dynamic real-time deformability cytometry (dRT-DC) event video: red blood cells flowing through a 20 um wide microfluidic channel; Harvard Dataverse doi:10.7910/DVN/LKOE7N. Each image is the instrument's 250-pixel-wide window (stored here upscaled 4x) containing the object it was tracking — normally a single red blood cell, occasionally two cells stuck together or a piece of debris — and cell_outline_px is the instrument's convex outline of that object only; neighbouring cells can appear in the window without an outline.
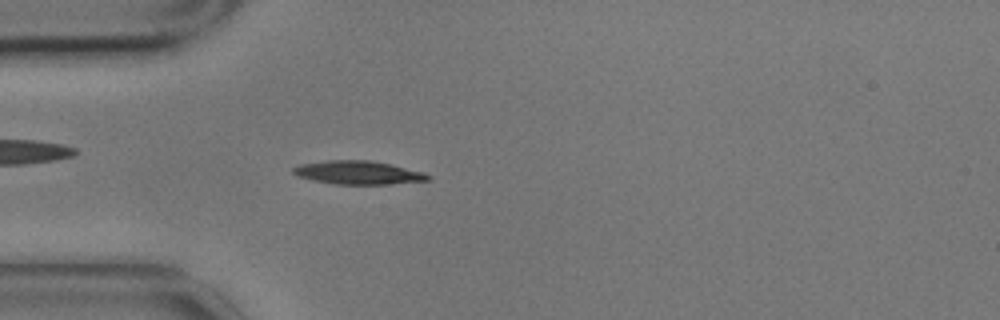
{"species": "common noctule bat (a hibernating species)", "species_latin": "Nyctalus noctula", "temperature_condition": "cold", "stored_images_in_passage": 56, "camera_frame_rate_fps": 3000, "um_per_image_px": 0.085, "animal": {"sex": "male", "body_mass_g": 17.9}, "frame": {"image": 1, "passage_image": 15, "time_ms": 4.667, "image_size_px": [1000, 320], "cell_outline_px": [[432, 180], [392, 184], [332, 184], [312, 180], [296, 176], [292, 172], [292, 168], [300, 164], [328, 160], [372, 160], [392, 164], [424, 172], [432, 176]], "centroid_in_image_um": [30.47, 14.67], "position_along_channel_um": 54.5, "area_um2": 18.73}}
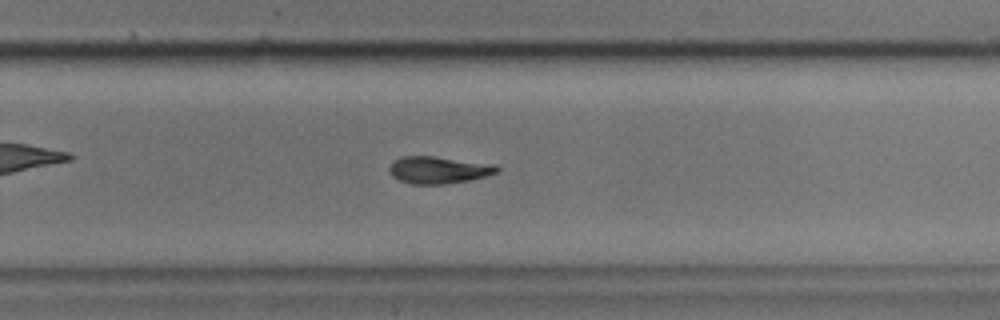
{"frame": {"image": 2, "passage_image": 36, "time_ms": 11.667, "image_size_px": [1000, 320], "cell_outline_px": [[500, 172], [468, 180], [444, 184], [412, 184], [400, 180], [392, 176], [388, 172], [388, 168], [392, 160], [400, 156], [436, 156], [496, 164], [500, 168]], "centroid_in_image_um": [37.26, 14.43], "position_along_channel_um": 292.5, "area_um2": 17.28}}
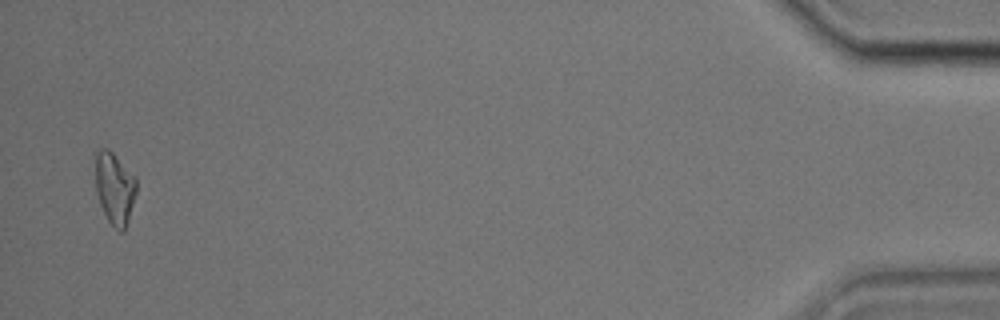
{"frame": {"image": 3, "passage_image": 55, "time_ms": 18.0, "image_size_px": [1000, 320], "cell_outline_px": [[136, 192], [128, 220], [124, 232], [120, 232], [108, 220], [100, 204], [96, 192], [92, 152], [96, 148], [108, 148], [136, 176]], "centroid_in_image_um": [9.69, 15.9], "position_along_channel_um": 425.5, "area_um2": 17.74}, "authors_computed_cell_mechanics": {"area_um2": 17.1955, "velocity_mm_per_s": 3.4732, "shape_relaxation_time_tau1_ms": 4.0195, "shape_relaxation_time_tau2_ms": 8.4358, "deformation_change_tau1": 0.1806, "deformation_change_tau2": 0.174}}